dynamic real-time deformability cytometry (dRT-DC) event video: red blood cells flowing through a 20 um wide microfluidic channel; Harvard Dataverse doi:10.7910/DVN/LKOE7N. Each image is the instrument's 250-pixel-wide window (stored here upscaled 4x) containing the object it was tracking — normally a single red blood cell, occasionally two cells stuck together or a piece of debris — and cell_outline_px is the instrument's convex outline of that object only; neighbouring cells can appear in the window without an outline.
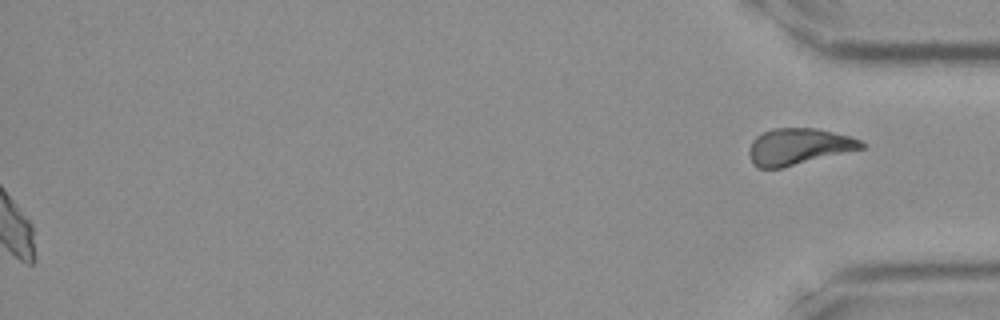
{"species": "Egyptian fruit bat (a non-hibernating species)", "species_latin": "Rousettus aegyptiacus", "temperature_condition": "room temperature", "stored_images_in_passage": 39, "segment_of_instrument_passage": [2, 2], "camera_frame_rate_fps": 3000, "um_per_image_px": 0.085, "frame": {"image": 1, "passage_image": 39, "time_ms": 12.667, "image_size_px": [1000, 320], "cell_outline_px": [[868, 144], [864, 148], [780, 168], [756, 168], [752, 164], [748, 152], [752, 140], [756, 136], [772, 128], [816, 128], [848, 136], [860, 140]], "centroid_in_image_um": [67.85, 12.46], "position_along_channel_um": 367.4, "area_um2": 23.76}}